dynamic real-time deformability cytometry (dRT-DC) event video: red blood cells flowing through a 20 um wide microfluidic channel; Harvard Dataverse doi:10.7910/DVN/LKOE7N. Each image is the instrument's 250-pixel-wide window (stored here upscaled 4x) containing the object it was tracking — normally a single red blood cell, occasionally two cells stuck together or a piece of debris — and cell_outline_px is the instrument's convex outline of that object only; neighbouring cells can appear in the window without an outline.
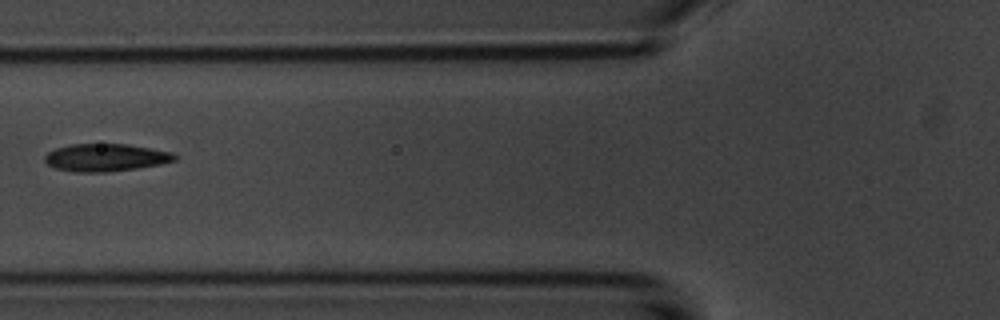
{"species": "common noctule bat (a hibernating species)", "species_latin": "Nyctalus noctula", "temperature_condition": "room temperature", "stored_images_in_passage": 7, "camera_frame_rate_fps": 3000, "um_per_image_px": 0.085, "animal": {"sex": "male", "body_mass_g": 20.1, "forearm_length_mm": 53.5}, "frame": {"image": 1, "passage_image": 6, "time_ms": 5.667, "image_size_px": [1000, 320], "cell_outline_px": [[176, 160], [160, 164], [136, 168], [108, 172], [76, 172], [56, 168], [48, 164], [44, 160], [44, 156], [48, 152], [56, 148], [72, 144], [128, 144], [172, 152], [176, 156]], "centroid_in_image_um": [8.98, 13.39], "position_along_channel_um": 116.8, "area_um2": 20.75}}
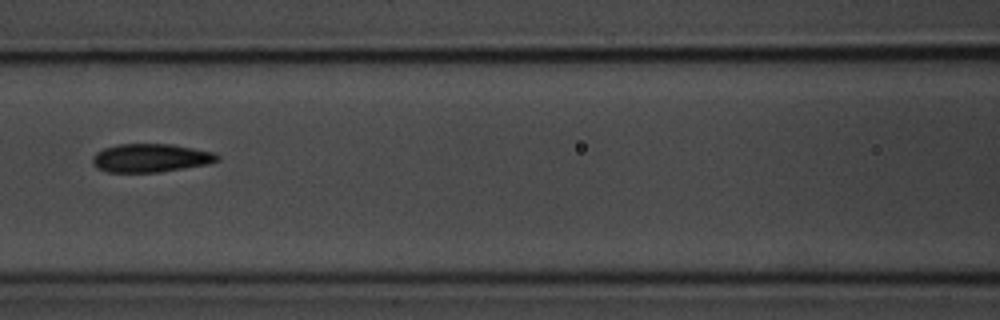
{"frame": {"image": 2, "passage_image": 7, "time_ms": 6.667, "image_size_px": [1000, 320], "cell_outline_px": [[220, 160], [208, 164], [160, 172], [108, 172], [96, 168], [92, 164], [92, 156], [96, 152], [104, 148], [120, 144], [172, 144], [212, 152], [220, 156]], "centroid_in_image_um": [12.78, 13.43], "position_along_channel_um": 153.8, "area_um2": 20.69}}